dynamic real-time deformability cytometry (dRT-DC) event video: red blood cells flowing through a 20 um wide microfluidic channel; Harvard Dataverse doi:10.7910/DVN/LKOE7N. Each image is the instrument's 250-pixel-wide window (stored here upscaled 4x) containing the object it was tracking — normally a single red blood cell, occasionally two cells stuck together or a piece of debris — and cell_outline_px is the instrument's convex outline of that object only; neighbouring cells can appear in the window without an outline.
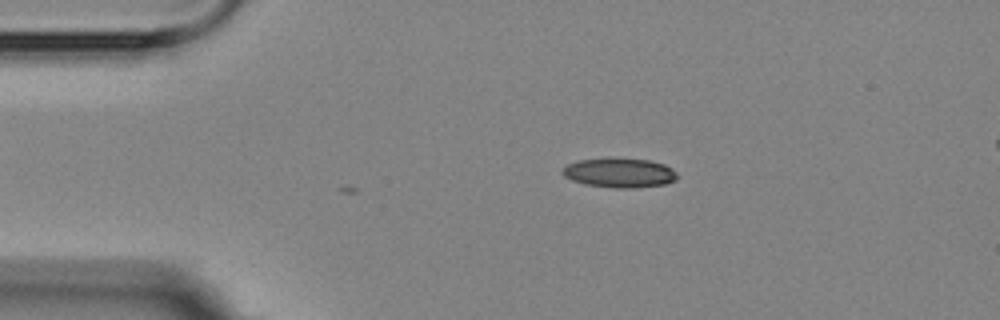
{"species": "Egyptian fruit bat (a non-hibernating species)", "species_latin": "Rousettus aegyptiacus", "temperature_condition": "room temperature", "stored_images_in_passage": 2, "camera_frame_rate_fps": 3000, "um_per_image_px": 0.085, "animal": {"sex": "female"}, "frame": {"image": 1, "passage_image": 2, "time_ms": 1.333, "image_size_px": [1000, 320], "cell_outline_px": [[676, 180], [664, 184], [632, 188], [612, 188], [584, 184], [572, 180], [564, 176], [560, 172], [560, 168], [576, 160], [608, 156], [648, 160], [664, 164], [672, 168], [676, 172]], "centroid_in_image_um": [52.58, 14.66], "position_along_channel_um": 32.4, "area_um2": 20.29}}